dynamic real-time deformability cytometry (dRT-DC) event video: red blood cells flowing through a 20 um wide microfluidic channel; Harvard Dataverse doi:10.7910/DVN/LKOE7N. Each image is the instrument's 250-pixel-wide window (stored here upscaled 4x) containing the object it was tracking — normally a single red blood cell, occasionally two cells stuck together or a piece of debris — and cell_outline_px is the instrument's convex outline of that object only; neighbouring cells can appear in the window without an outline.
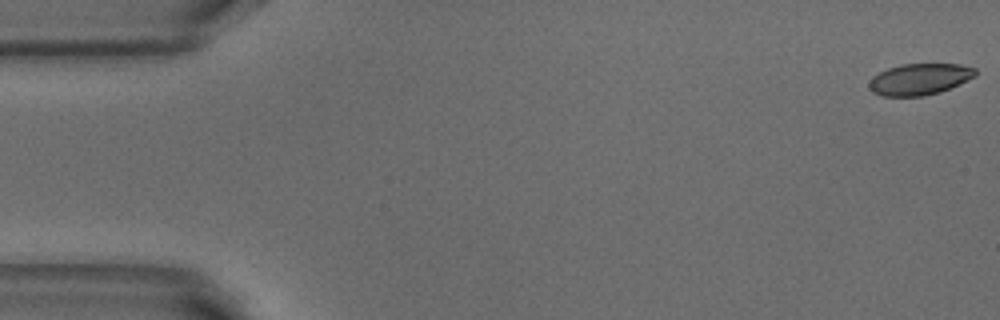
{"species": "common noctule bat (a hibernating species)", "species_latin": "Nyctalus noctula", "temperature_condition": "warm", "stored_images_in_passage": 52, "camera_frame_rate_fps": 3000, "um_per_image_px": 0.085, "animal": {"sex": "male", "body_mass_g": 18.8}, "frame": {"image": 1, "passage_image": 1, "time_ms": 0.0, "image_size_px": [1000, 320], "cell_outline_px": [[976, 76], [940, 92], [924, 96], [880, 96], [872, 92], [868, 88], [868, 84], [872, 76], [888, 68], [900, 64], [960, 64], [976, 68]], "centroid_in_image_um": [78.13, 6.73], "position_along_channel_um": 6.9, "area_um2": 19.54}}
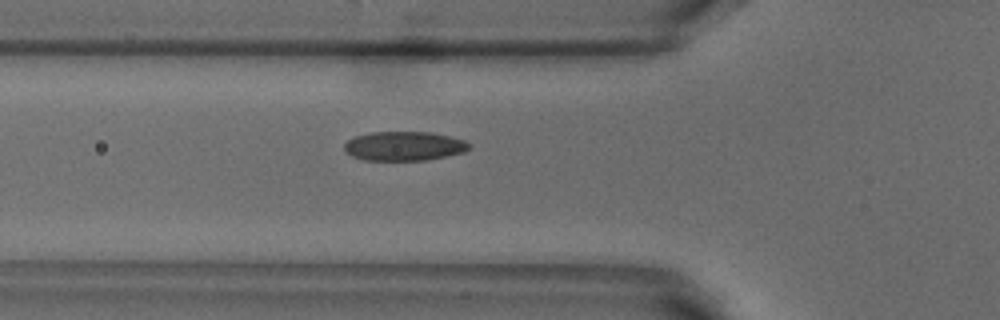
{"frame": {"image": 2, "passage_image": 18, "time_ms": 5.667, "image_size_px": [1000, 320], "cell_outline_px": [[472, 148], [464, 152], [428, 160], [364, 160], [352, 156], [344, 148], [344, 144], [348, 140], [356, 136], [372, 132], [432, 132], [464, 140], [472, 144]], "centroid_in_image_um": [34.39, 12.42], "position_along_channel_um": 91.4, "area_um2": 21.27}}
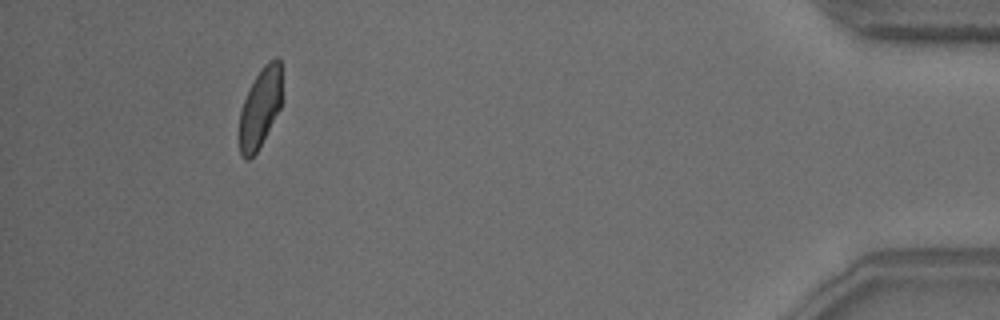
{"frame": {"image": 3, "passage_image": 48, "time_ms": 15.667, "image_size_px": [1000, 320], "cell_outline_px": [[280, 108], [256, 152], [248, 160], [244, 160], [240, 152], [240, 112], [248, 88], [264, 64], [268, 60], [276, 56], [280, 60]], "centroid_in_image_um": [22.09, 9.14], "position_along_channel_um": 413.1, "area_um2": 19.31}, "authors_computed_cell_mechanics": {"area_um2": 21.2704, "velocity_mm_per_s": 3.873, "shape_relaxation_time_tau1_ms": 3.5456, "shape_relaxation_time_tau2_ms": 1.224, "deformation_change_tau1": 0.1324, "deformation_change_tau2": 0.0593}}